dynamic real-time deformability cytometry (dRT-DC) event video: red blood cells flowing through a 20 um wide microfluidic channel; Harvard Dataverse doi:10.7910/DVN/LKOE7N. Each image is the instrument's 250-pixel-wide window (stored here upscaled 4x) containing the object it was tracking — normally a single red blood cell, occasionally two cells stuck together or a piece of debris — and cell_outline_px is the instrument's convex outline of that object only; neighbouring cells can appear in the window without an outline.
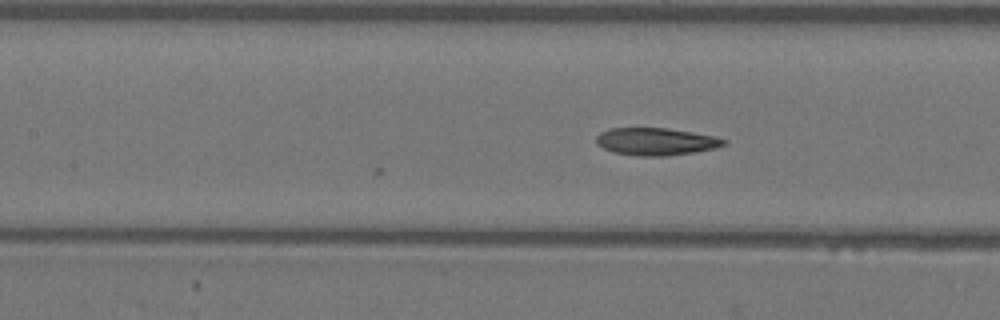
{"species": "Egyptian fruit bat (a non-hibernating species)", "species_latin": "Rousettus aegyptiacus", "temperature_condition": "warm", "stored_images_in_passage": 7, "camera_frame_rate_fps": 3000, "um_per_image_px": 0.085, "animal": {"sex": "female"}, "frame": {"image": 1, "passage_image": 7, "time_ms": 2.0, "image_size_px": [1000, 320], "cell_outline_px": [[728, 144], [716, 148], [692, 152], [664, 156], [636, 156], [612, 152], [596, 144], [596, 136], [600, 132], [608, 128], [668, 128], [716, 136], [728, 140]], "centroid_in_image_um": [55.76, 12.03], "position_along_channel_um": 151.6, "area_um2": 20.58}}